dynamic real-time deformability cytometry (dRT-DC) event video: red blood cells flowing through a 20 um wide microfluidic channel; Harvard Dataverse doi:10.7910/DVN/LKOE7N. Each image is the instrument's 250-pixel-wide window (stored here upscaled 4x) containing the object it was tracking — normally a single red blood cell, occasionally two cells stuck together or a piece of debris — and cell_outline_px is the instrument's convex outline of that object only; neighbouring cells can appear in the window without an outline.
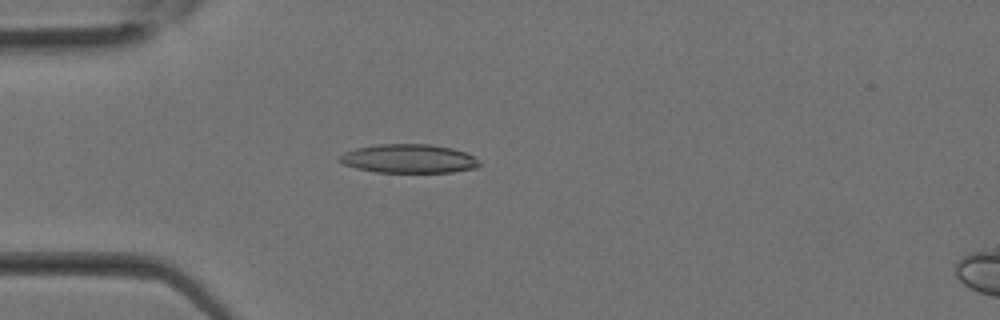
{"species": "Egyptian fruit bat (a non-hibernating species)", "species_latin": "Rousettus aegyptiacus", "temperature_condition": "room temperature", "stored_images_in_passage": 7, "camera_frame_rate_fps": 3000, "um_per_image_px": 0.085, "animal": {"sex": "female"}, "frame": {"image": 1, "passage_image": 5, "time_ms": 1.333, "image_size_px": [1000, 320], "cell_outline_px": [[480, 164], [476, 168], [452, 172], [376, 172], [356, 168], [344, 164], [336, 160], [344, 152], [356, 148], [376, 144], [432, 144], [452, 148], [464, 152], [472, 156]], "centroid_in_image_um": [34.7, 13.48], "position_along_channel_um": 50.3, "area_um2": 23.41}}